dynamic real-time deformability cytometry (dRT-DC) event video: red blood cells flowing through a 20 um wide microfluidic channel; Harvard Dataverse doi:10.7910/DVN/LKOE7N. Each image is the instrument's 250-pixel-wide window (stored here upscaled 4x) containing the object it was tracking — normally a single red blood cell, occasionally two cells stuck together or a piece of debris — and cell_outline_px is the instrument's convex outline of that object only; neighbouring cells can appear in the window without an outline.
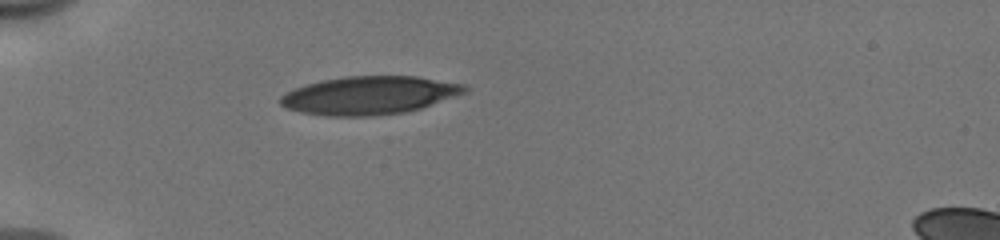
{"species": "human", "species_latin": "Homo sapiens", "temperature_condition": "cold", "stored_images_in_passage": 13, "camera_frame_rate_fps": 3000, "um_per_image_px": 0.085, "donor": {"sex": "male"}, "frame": {"image": 1, "passage_image": 1, "time_ms": 0.0, "image_size_px": [1000, 240], "cell_outline_px": [[468, 92], [420, 108], [404, 112], [372, 116], [324, 116], [300, 112], [288, 108], [280, 104], [280, 96], [296, 88], [308, 84], [324, 80], [348, 76], [416, 76], [464, 84], [468, 88]], "centroid_in_image_um": [31.41, 8.11], "position_along_channel_um": 53.6, "area_um2": 40.75}}
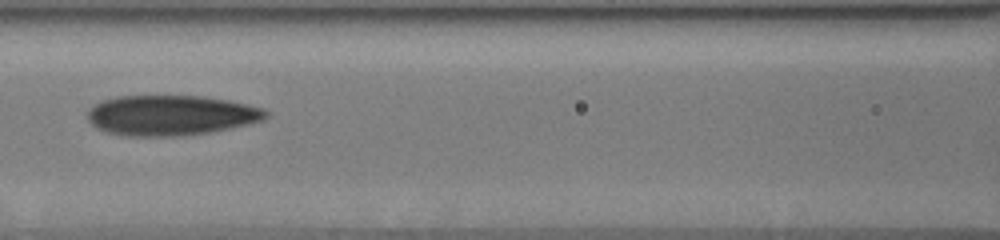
{"frame": {"image": 2, "passage_image": 10, "time_ms": 3.0, "image_size_px": [1000, 240], "cell_outline_px": [[268, 116], [264, 120], [252, 124], [212, 132], [180, 136], [128, 136], [108, 132], [96, 128], [88, 120], [88, 108], [100, 100], [116, 96], [204, 96], [228, 100], [264, 108], [268, 112]], "centroid_in_image_um": [14.55, 9.8], "position_along_channel_um": 152.1, "area_um2": 42.25}}
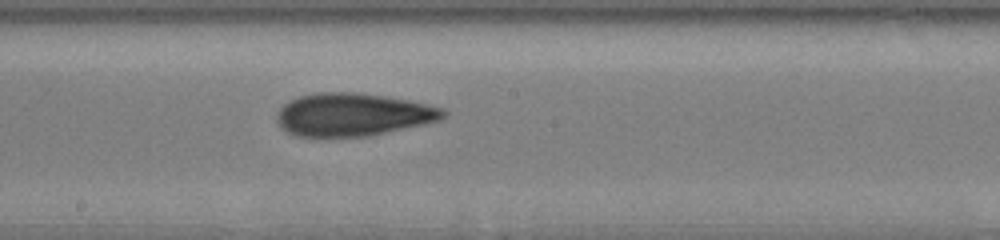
{"frame": {"image": 3, "passage_image": 13, "time_ms": 4.0, "image_size_px": [1000, 240], "cell_outline_px": [[448, 116], [440, 120], [424, 124], [372, 136], [296, 136], [280, 128], [276, 120], [276, 112], [288, 100], [300, 96], [316, 92], [352, 92], [384, 96], [408, 100], [428, 104], [444, 108], [448, 112]], "centroid_in_image_um": [30.01, 9.74], "position_along_channel_um": 218.2, "area_um2": 41.91}}